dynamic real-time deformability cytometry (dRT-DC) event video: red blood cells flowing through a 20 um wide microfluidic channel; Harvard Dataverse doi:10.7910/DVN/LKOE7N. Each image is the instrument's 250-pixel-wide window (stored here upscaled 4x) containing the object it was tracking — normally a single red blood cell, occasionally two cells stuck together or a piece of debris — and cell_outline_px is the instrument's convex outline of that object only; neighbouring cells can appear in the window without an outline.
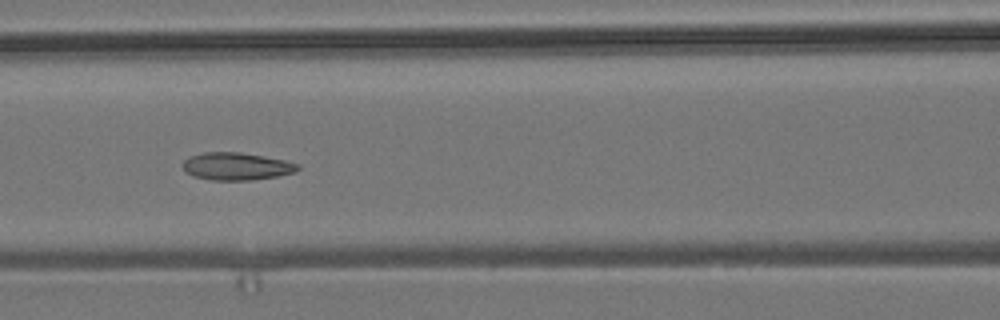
{"species": "common noctule bat (a hibernating species)", "species_latin": "Nyctalus noctula", "temperature_condition": "room temperature", "stored_images_in_passage": 9, "camera_frame_rate_fps": 3000, "um_per_image_px": 0.085, "animal": {"sex": "male", "body_mass_g": 19.2, "forearm_length_mm": 51.8}, "frame": {"image": 1, "passage_image": 7, "time_ms": 7.667, "image_size_px": [1000, 320], "cell_outline_px": [[300, 168], [296, 172], [280, 176], [252, 180], [212, 180], [192, 176], [184, 168], [184, 160], [188, 156], [204, 152], [240, 152], [264, 156], [284, 160], [300, 164]], "centroid_in_image_um": [20.14, 14.14], "position_along_channel_um": 146.5, "area_um2": 18.55}}
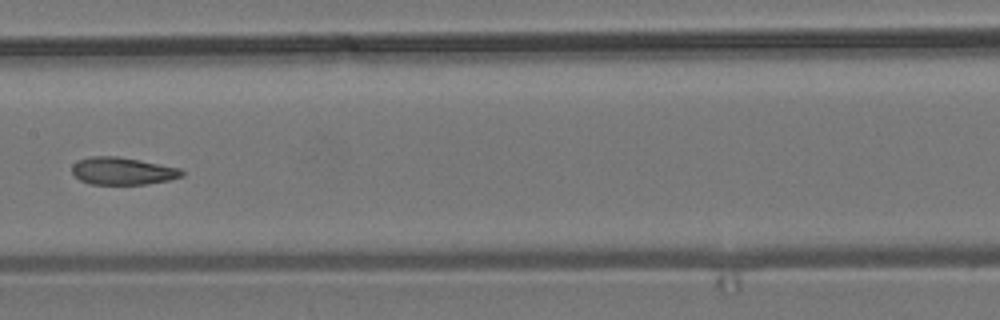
{"frame": {"image": 2, "passage_image": 8, "time_ms": 9.0, "image_size_px": [1000, 320], "cell_outline_px": [[184, 176], [168, 180], [148, 184], [88, 184], [80, 180], [72, 172], [72, 164], [76, 160], [92, 156], [116, 156], [180, 168], [184, 172]], "centroid_in_image_um": [10.39, 14.54], "position_along_channel_um": 197.0, "area_um2": 17.51}}
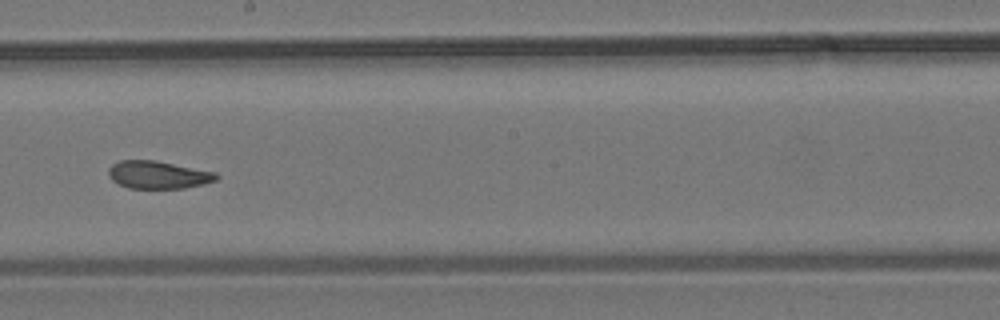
{"frame": {"image": 3, "passage_image": 9, "time_ms": 10.0, "image_size_px": [1000, 320], "cell_outline_px": [[220, 176], [216, 180], [204, 184], [184, 188], [128, 188], [112, 180], [108, 176], [108, 168], [112, 164], [120, 160], [156, 160], [216, 172]], "centroid_in_image_um": [13.44, 14.85], "position_along_channel_um": 234.8, "area_um2": 17.51}}